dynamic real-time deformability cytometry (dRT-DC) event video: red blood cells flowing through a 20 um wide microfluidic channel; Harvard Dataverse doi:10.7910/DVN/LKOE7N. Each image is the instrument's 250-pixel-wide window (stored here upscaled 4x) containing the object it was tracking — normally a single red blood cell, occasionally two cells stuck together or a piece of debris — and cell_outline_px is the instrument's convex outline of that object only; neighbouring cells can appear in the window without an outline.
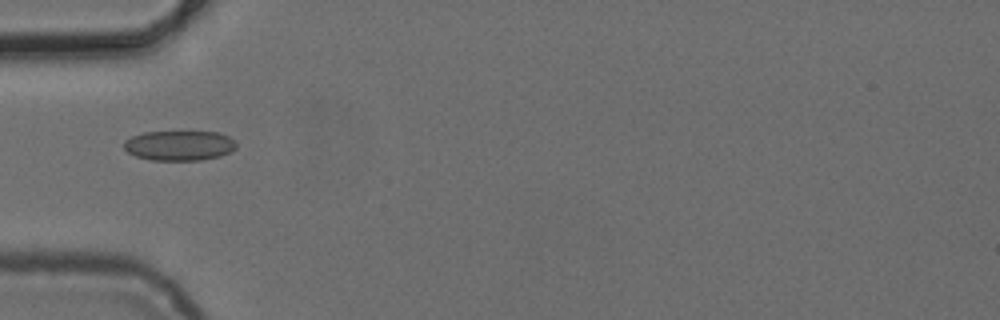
{"species": "common noctule bat (a hibernating species)", "species_latin": "Nyctalus noctula", "temperature_condition": "cold", "stored_images_in_passage": 3, "camera_frame_rate_fps": 3000, "um_per_image_px": 0.085, "animal": {"sex": "female", "body_mass_g": 24.6, "forearm_length_mm": 56.2}, "frame": {"image": 1, "passage_image": 1, "time_ms": 0.0, "image_size_px": [1000, 320], "cell_outline_px": [[236, 148], [232, 152], [220, 156], [200, 160], [152, 160], [136, 156], [128, 152], [124, 148], [124, 140], [132, 136], [144, 132], [220, 132], [236, 140]], "centroid_in_image_um": [15.28, 12.37], "position_along_channel_um": 69.7, "area_um2": 19.71}}
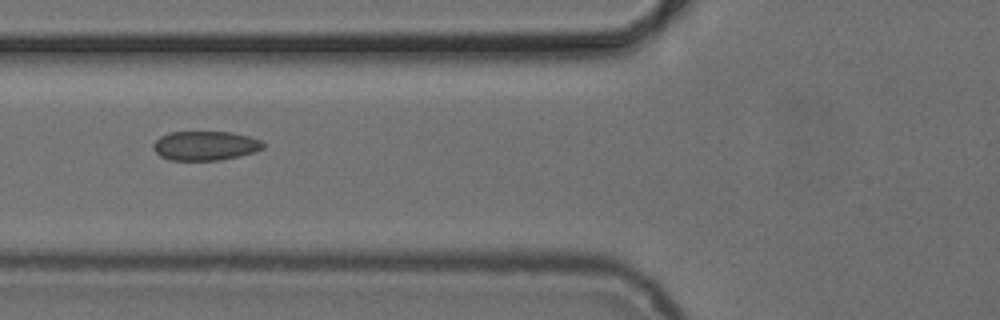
{"frame": {"image": 2, "passage_image": 2, "time_ms": 1.0, "image_size_px": [1000, 320], "cell_outline_px": [[264, 148], [256, 152], [220, 160], [168, 160], [160, 156], [152, 148], [152, 144], [160, 136], [168, 132], [232, 132], [248, 136], [260, 140], [264, 144]], "centroid_in_image_um": [17.43, 12.38], "position_along_channel_um": 108.4, "area_um2": 18.84}}
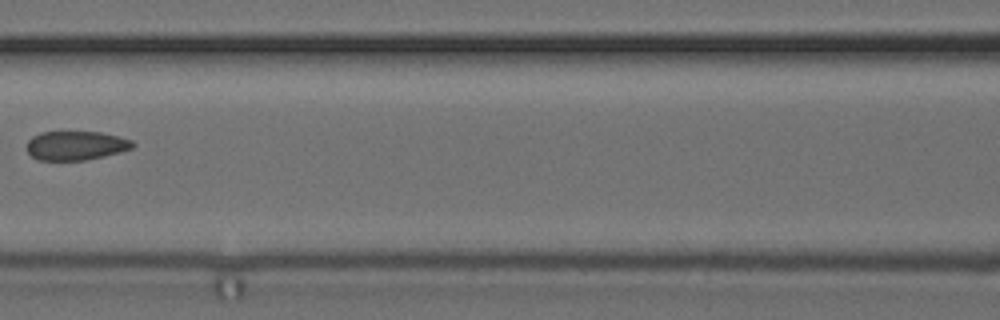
{"frame": {"image": 3, "passage_image": 3, "time_ms": 2.333, "image_size_px": [1000, 320], "cell_outline_px": [[136, 144], [132, 148], [120, 152], [104, 156], [84, 160], [36, 160], [28, 152], [28, 140], [32, 136], [40, 132], [100, 132], [132, 140]], "centroid_in_image_um": [6.44, 12.37], "position_along_channel_um": 160.2, "area_um2": 17.86}}